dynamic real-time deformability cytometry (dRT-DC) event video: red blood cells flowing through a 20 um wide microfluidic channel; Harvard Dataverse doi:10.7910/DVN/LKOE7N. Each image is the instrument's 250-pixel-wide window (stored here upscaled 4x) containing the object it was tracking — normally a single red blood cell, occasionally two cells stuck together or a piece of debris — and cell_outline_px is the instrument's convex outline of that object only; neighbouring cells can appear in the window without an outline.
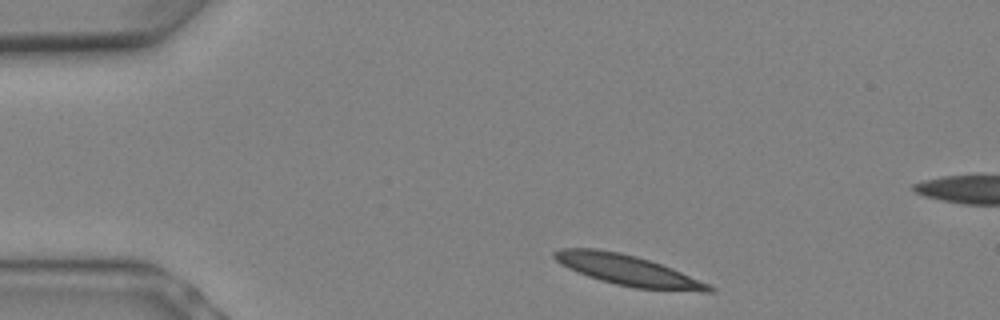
{"species": "Egyptian fruit bat (a non-hibernating species)", "species_latin": "Rousettus aegyptiacus", "temperature_condition": "warm", "stored_images_in_passage": 5, "camera_frame_rate_fps": 3000, "um_per_image_px": 0.085, "animal": {"sex": "female"}, "frame": {"image": 1, "passage_image": 1, "time_ms": 0.0, "image_size_px": [1000, 320], "cell_outline_px": [[716, 288], [712, 292], [704, 292], [636, 288], [616, 284], [600, 280], [588, 276], [568, 268], [560, 264], [552, 256], [552, 252], [560, 248], [596, 248], [620, 252], [636, 256], [672, 268], [708, 284]], "centroid_in_image_um": [53.33, 22.96], "position_along_channel_um": 31.7, "area_um2": 27.34}}
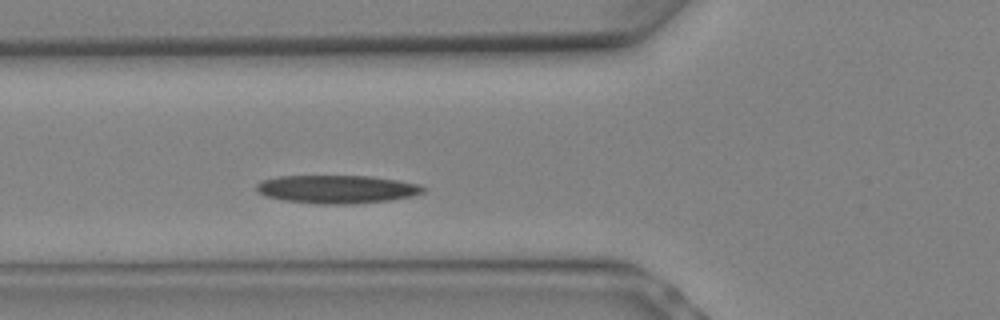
{"frame": {"image": 2, "passage_image": 5, "time_ms": 1.333, "image_size_px": [1000, 320], "cell_outline_px": [[428, 188], [424, 192], [412, 196], [388, 200], [344, 204], [320, 204], [280, 200], [264, 196], [256, 192], [256, 184], [260, 180], [276, 176], [368, 176], [396, 180], [420, 184]], "centroid_in_image_um": [28.58, 16.08], "position_along_channel_um": 97.2, "area_um2": 27.57}}